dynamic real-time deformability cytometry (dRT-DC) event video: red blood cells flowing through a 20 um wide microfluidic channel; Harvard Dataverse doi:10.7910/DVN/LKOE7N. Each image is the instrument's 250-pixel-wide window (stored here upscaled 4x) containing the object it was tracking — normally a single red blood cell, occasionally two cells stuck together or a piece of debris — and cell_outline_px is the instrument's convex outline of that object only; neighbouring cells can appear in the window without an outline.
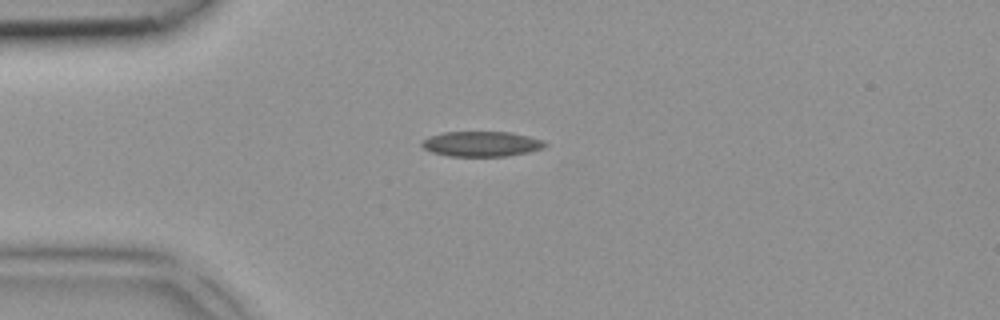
{"species": "common noctule bat (a hibernating species)", "species_latin": "Nyctalus noctula", "temperature_condition": "room temperature", "stored_images_in_passage": 4, "camera_frame_rate_fps": 3000, "um_per_image_px": 0.085, "animal": {"sex": "female", "body_mass_g": 18.4}, "frame": {"image": 1, "passage_image": 3, "time_ms": 0.667, "image_size_px": [1000, 320], "cell_outline_px": [[548, 144], [544, 148], [528, 152], [504, 156], [448, 156], [432, 152], [424, 148], [420, 144], [420, 140], [428, 136], [444, 132], [512, 132], [544, 140]], "centroid_in_image_um": [40.91, 12.22], "position_along_channel_um": 44.1, "area_um2": 18.21}}